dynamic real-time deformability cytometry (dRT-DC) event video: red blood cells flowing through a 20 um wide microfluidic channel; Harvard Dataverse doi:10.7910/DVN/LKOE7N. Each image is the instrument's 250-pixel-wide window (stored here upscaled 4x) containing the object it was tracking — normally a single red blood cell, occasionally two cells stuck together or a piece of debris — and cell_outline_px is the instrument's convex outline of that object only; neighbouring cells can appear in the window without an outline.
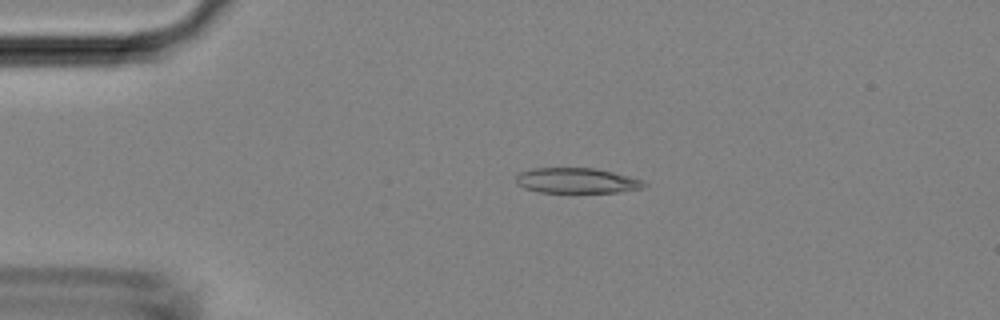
{"species": "Egyptian fruit bat (a non-hibernating species)", "species_latin": "Rousettus aegyptiacus", "temperature_condition": "room temperature", "stored_images_in_passage": 3, "camera_frame_rate_fps": 3000, "um_per_image_px": 0.085, "animal": {"sex": "female"}, "frame": {"image": 1, "passage_image": 2, "time_ms": 0.333, "image_size_px": [1000, 320], "cell_outline_px": [[648, 184], [644, 188], [620, 192], [536, 192], [524, 188], [516, 184], [516, 176], [520, 172], [532, 168], [596, 168], [644, 180]], "centroid_in_image_um": [49.03, 15.35], "position_along_channel_um": 36.0, "area_um2": 19.02}}